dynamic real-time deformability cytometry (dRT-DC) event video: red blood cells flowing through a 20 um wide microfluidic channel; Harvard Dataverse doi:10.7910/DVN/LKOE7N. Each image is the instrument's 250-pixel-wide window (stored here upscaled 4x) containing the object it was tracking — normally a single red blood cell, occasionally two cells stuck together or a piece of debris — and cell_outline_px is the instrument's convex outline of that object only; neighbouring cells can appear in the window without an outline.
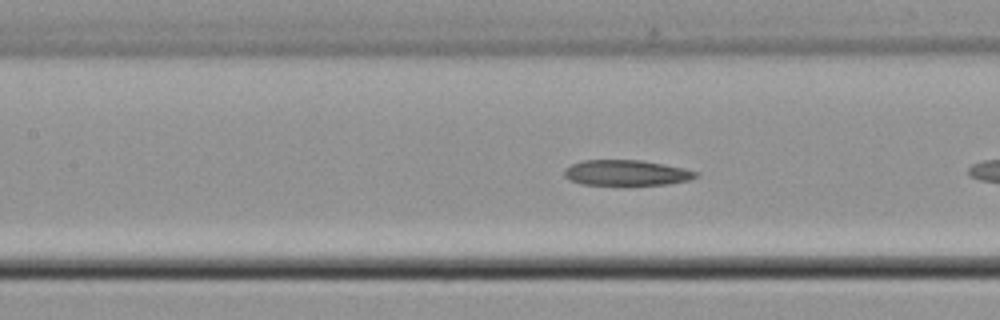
{"species": "common noctule bat (a hibernating species)", "species_latin": "Nyctalus noctula", "temperature_condition": "cold", "stored_images_in_passage": 7, "camera_frame_rate_fps": 3000, "um_per_image_px": 0.085, "animal": {"sex": "male", "body_mass_g": 21.5, "forearm_length_mm": 52.0}, "frame": {"image": 1, "passage_image": 5, "time_ms": 1.333, "image_size_px": [1000, 320], "cell_outline_px": [[700, 176], [688, 180], [668, 184], [580, 184], [568, 180], [564, 176], [564, 168], [572, 164], [584, 160], [640, 160], [664, 164], [684, 168], [700, 172]], "centroid_in_image_um": [53.25, 14.68], "position_along_channel_um": 154.2, "area_um2": 19.54}}